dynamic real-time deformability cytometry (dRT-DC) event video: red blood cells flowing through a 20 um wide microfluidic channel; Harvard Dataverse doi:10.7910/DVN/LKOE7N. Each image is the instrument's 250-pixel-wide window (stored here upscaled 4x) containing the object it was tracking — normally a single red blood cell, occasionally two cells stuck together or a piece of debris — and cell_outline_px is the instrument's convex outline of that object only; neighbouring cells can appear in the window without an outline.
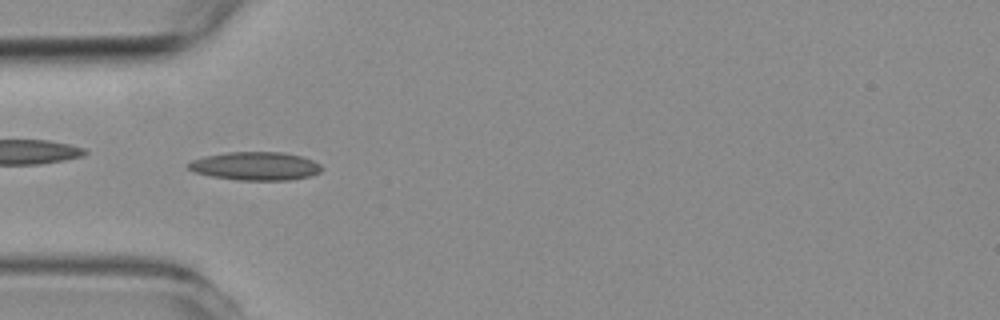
{"species": "common noctule bat (a hibernating species)", "species_latin": "Nyctalus noctula", "temperature_condition": "room temperature", "stored_images_in_passage": 10, "camera_frame_rate_fps": 3000, "um_per_image_px": 0.085, "animal": {"sex": "female", "body_mass_g": 19.3, "forearm_length_mm": 54.1}, "frame": {"image": 1, "passage_image": 4, "time_ms": 1.0, "image_size_px": [1000, 320], "cell_outline_px": [[320, 172], [312, 176], [292, 180], [236, 180], [212, 176], [196, 172], [188, 168], [184, 164], [192, 160], [204, 156], [228, 152], [284, 152], [300, 156], [312, 160], [320, 164]], "centroid_in_image_um": [21.7, 14.12], "position_along_channel_um": 63.3, "area_um2": 22.08}}
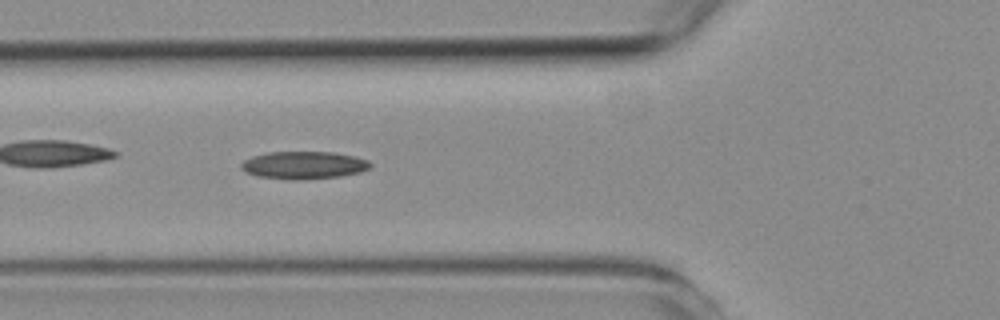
{"frame": {"image": 2, "passage_image": 7, "time_ms": 2.0, "image_size_px": [1000, 320], "cell_outline_px": [[372, 168], [360, 172], [340, 176], [296, 180], [292, 180], [256, 176], [244, 172], [240, 168], [240, 164], [244, 160], [252, 156], [268, 152], [332, 152], [352, 156], [368, 160], [372, 164]], "centroid_in_image_um": [25.79, 14.04], "position_along_channel_um": 100.0, "area_um2": 20.87}}